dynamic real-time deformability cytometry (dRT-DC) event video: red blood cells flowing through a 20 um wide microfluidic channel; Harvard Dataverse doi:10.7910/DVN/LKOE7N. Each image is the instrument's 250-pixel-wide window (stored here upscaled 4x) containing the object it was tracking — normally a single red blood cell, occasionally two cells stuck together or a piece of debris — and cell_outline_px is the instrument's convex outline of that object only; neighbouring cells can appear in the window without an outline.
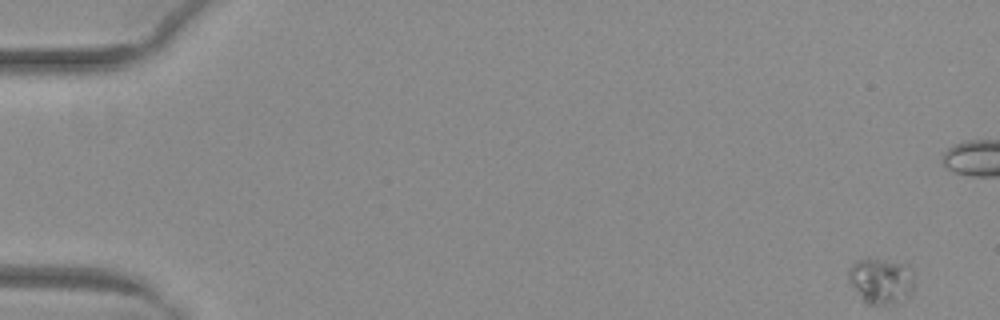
{"species": "common noctule bat (a hibernating species)", "species_latin": "Nyctalus noctula", "temperature_condition": "warm", "stored_images_in_passage": 33, "camera_frame_rate_fps": 3000, "um_per_image_px": 0.085, "animal": {"sex": "female", "body_mass_g": 29.2, "forearm_length_mm": 56.3}, "frame": {"image": 1, "passage_image": 1, "time_ms": 0.0, "image_size_px": [1000, 320], "cell_outline_px": [[916, 280], [912, 292], [908, 296], [892, 304], [868, 304], [860, 296], [848, 280], [848, 268], [856, 260], [868, 256], [904, 264]], "centroid_in_image_um": [74.86, 23.84], "position_along_channel_um": 10.1, "area_um2": 17.63}}
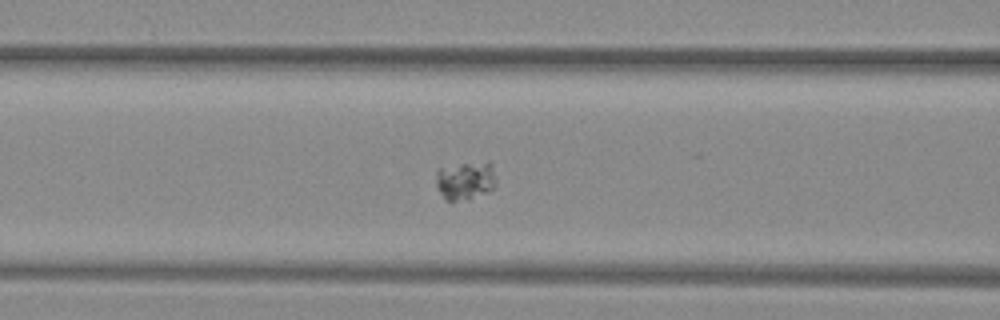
{"frame": {"image": 2, "passage_image": 22, "time_ms": 7.0, "image_size_px": [1000, 320], "cell_outline_px": [[496, 188], [488, 192], [468, 200], [444, 200], [436, 184], [436, 168], [460, 164], [488, 160], [492, 164], [496, 176]], "centroid_in_image_um": [39.6, 15.33], "position_along_channel_um": 127.0, "area_um2": 13.93}}
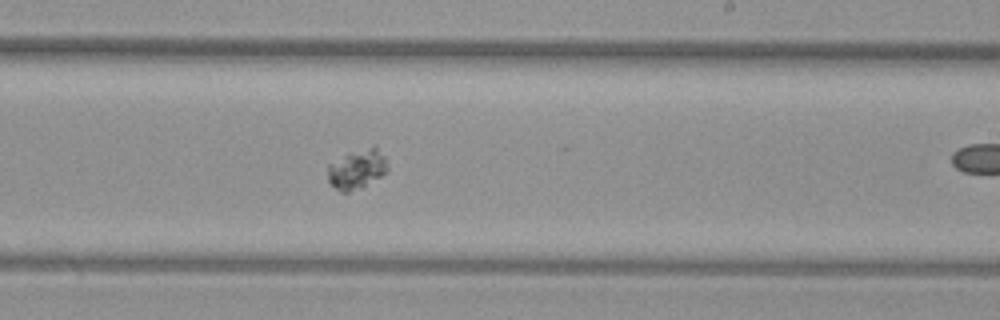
{"frame": {"image": 3, "passage_image": 32, "time_ms": 10.333, "image_size_px": [1000, 320], "cell_outline_px": [[388, 172], [360, 188], [348, 192], [340, 192], [328, 180], [328, 164], [348, 152], [372, 144], [376, 144], [384, 156], [388, 168]], "centroid_in_image_um": [30.37, 14.32], "position_along_channel_um": 258.6, "area_um2": 14.1}}